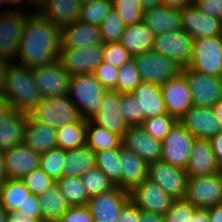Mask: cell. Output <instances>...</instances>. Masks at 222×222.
I'll return each mask as SVG.
<instances>
[{"instance_id":"cell-27","label":"cell","mask_w":222,"mask_h":222,"mask_svg":"<svg viewBox=\"0 0 222 222\" xmlns=\"http://www.w3.org/2000/svg\"><path fill=\"white\" fill-rule=\"evenodd\" d=\"M57 129L46 123L35 120L30 114L24 135V144L38 154H43L51 148L57 147Z\"/></svg>"},{"instance_id":"cell-44","label":"cell","mask_w":222,"mask_h":222,"mask_svg":"<svg viewBox=\"0 0 222 222\" xmlns=\"http://www.w3.org/2000/svg\"><path fill=\"white\" fill-rule=\"evenodd\" d=\"M112 8L118 13L125 26L142 21L143 9L140 0H112Z\"/></svg>"},{"instance_id":"cell-1","label":"cell","mask_w":222,"mask_h":222,"mask_svg":"<svg viewBox=\"0 0 222 222\" xmlns=\"http://www.w3.org/2000/svg\"><path fill=\"white\" fill-rule=\"evenodd\" d=\"M61 47V28L30 10L15 62L28 68L50 64L59 59Z\"/></svg>"},{"instance_id":"cell-25","label":"cell","mask_w":222,"mask_h":222,"mask_svg":"<svg viewBox=\"0 0 222 222\" xmlns=\"http://www.w3.org/2000/svg\"><path fill=\"white\" fill-rule=\"evenodd\" d=\"M62 47L86 48L103 45L100 29L80 20L61 28Z\"/></svg>"},{"instance_id":"cell-68","label":"cell","mask_w":222,"mask_h":222,"mask_svg":"<svg viewBox=\"0 0 222 222\" xmlns=\"http://www.w3.org/2000/svg\"><path fill=\"white\" fill-rule=\"evenodd\" d=\"M5 5V7H4ZM7 7H6V4H5V1L4 0H0V14H5L7 13Z\"/></svg>"},{"instance_id":"cell-70","label":"cell","mask_w":222,"mask_h":222,"mask_svg":"<svg viewBox=\"0 0 222 222\" xmlns=\"http://www.w3.org/2000/svg\"><path fill=\"white\" fill-rule=\"evenodd\" d=\"M79 1L82 5H84V4L90 3L92 1H97V0H79Z\"/></svg>"},{"instance_id":"cell-16","label":"cell","mask_w":222,"mask_h":222,"mask_svg":"<svg viewBox=\"0 0 222 222\" xmlns=\"http://www.w3.org/2000/svg\"><path fill=\"white\" fill-rule=\"evenodd\" d=\"M129 200V191L116 186L90 198L87 205L97 222H117L122 208Z\"/></svg>"},{"instance_id":"cell-13","label":"cell","mask_w":222,"mask_h":222,"mask_svg":"<svg viewBox=\"0 0 222 222\" xmlns=\"http://www.w3.org/2000/svg\"><path fill=\"white\" fill-rule=\"evenodd\" d=\"M130 200L140 209L147 212L164 215L175 199L166 193L159 185L146 179L135 185L130 191Z\"/></svg>"},{"instance_id":"cell-17","label":"cell","mask_w":222,"mask_h":222,"mask_svg":"<svg viewBox=\"0 0 222 222\" xmlns=\"http://www.w3.org/2000/svg\"><path fill=\"white\" fill-rule=\"evenodd\" d=\"M180 11L182 30L193 39L222 35V21L202 13L194 4Z\"/></svg>"},{"instance_id":"cell-48","label":"cell","mask_w":222,"mask_h":222,"mask_svg":"<svg viewBox=\"0 0 222 222\" xmlns=\"http://www.w3.org/2000/svg\"><path fill=\"white\" fill-rule=\"evenodd\" d=\"M132 58L133 56L119 42L103 44V62L109 65L120 68Z\"/></svg>"},{"instance_id":"cell-56","label":"cell","mask_w":222,"mask_h":222,"mask_svg":"<svg viewBox=\"0 0 222 222\" xmlns=\"http://www.w3.org/2000/svg\"><path fill=\"white\" fill-rule=\"evenodd\" d=\"M14 61L8 58H1L0 57V97H4V90H5V80L11 67V64Z\"/></svg>"},{"instance_id":"cell-6","label":"cell","mask_w":222,"mask_h":222,"mask_svg":"<svg viewBox=\"0 0 222 222\" xmlns=\"http://www.w3.org/2000/svg\"><path fill=\"white\" fill-rule=\"evenodd\" d=\"M133 59L141 81H148L159 86L177 77L182 69L174 60L153 50L133 56Z\"/></svg>"},{"instance_id":"cell-51","label":"cell","mask_w":222,"mask_h":222,"mask_svg":"<svg viewBox=\"0 0 222 222\" xmlns=\"http://www.w3.org/2000/svg\"><path fill=\"white\" fill-rule=\"evenodd\" d=\"M88 205L70 206L56 222H93Z\"/></svg>"},{"instance_id":"cell-49","label":"cell","mask_w":222,"mask_h":222,"mask_svg":"<svg viewBox=\"0 0 222 222\" xmlns=\"http://www.w3.org/2000/svg\"><path fill=\"white\" fill-rule=\"evenodd\" d=\"M120 111L128 126H140V107L132 93H121Z\"/></svg>"},{"instance_id":"cell-54","label":"cell","mask_w":222,"mask_h":222,"mask_svg":"<svg viewBox=\"0 0 222 222\" xmlns=\"http://www.w3.org/2000/svg\"><path fill=\"white\" fill-rule=\"evenodd\" d=\"M140 209L129 200L122 208L117 222H138Z\"/></svg>"},{"instance_id":"cell-36","label":"cell","mask_w":222,"mask_h":222,"mask_svg":"<svg viewBox=\"0 0 222 222\" xmlns=\"http://www.w3.org/2000/svg\"><path fill=\"white\" fill-rule=\"evenodd\" d=\"M87 121L81 119L57 129V147L69 150L86 145Z\"/></svg>"},{"instance_id":"cell-59","label":"cell","mask_w":222,"mask_h":222,"mask_svg":"<svg viewBox=\"0 0 222 222\" xmlns=\"http://www.w3.org/2000/svg\"><path fill=\"white\" fill-rule=\"evenodd\" d=\"M191 0H160V5L174 8V9H183L185 6L192 5Z\"/></svg>"},{"instance_id":"cell-63","label":"cell","mask_w":222,"mask_h":222,"mask_svg":"<svg viewBox=\"0 0 222 222\" xmlns=\"http://www.w3.org/2000/svg\"><path fill=\"white\" fill-rule=\"evenodd\" d=\"M13 110L11 104L5 99L0 97V120L7 116Z\"/></svg>"},{"instance_id":"cell-67","label":"cell","mask_w":222,"mask_h":222,"mask_svg":"<svg viewBox=\"0 0 222 222\" xmlns=\"http://www.w3.org/2000/svg\"><path fill=\"white\" fill-rule=\"evenodd\" d=\"M7 211L0 205V222H7Z\"/></svg>"},{"instance_id":"cell-62","label":"cell","mask_w":222,"mask_h":222,"mask_svg":"<svg viewBox=\"0 0 222 222\" xmlns=\"http://www.w3.org/2000/svg\"><path fill=\"white\" fill-rule=\"evenodd\" d=\"M189 222H210L208 209L198 208Z\"/></svg>"},{"instance_id":"cell-52","label":"cell","mask_w":222,"mask_h":222,"mask_svg":"<svg viewBox=\"0 0 222 222\" xmlns=\"http://www.w3.org/2000/svg\"><path fill=\"white\" fill-rule=\"evenodd\" d=\"M194 5L202 13L222 21V0H197Z\"/></svg>"},{"instance_id":"cell-22","label":"cell","mask_w":222,"mask_h":222,"mask_svg":"<svg viewBox=\"0 0 222 222\" xmlns=\"http://www.w3.org/2000/svg\"><path fill=\"white\" fill-rule=\"evenodd\" d=\"M122 146L139 155L148 164L161 159L162 141L151 137L141 126H129Z\"/></svg>"},{"instance_id":"cell-42","label":"cell","mask_w":222,"mask_h":222,"mask_svg":"<svg viewBox=\"0 0 222 222\" xmlns=\"http://www.w3.org/2000/svg\"><path fill=\"white\" fill-rule=\"evenodd\" d=\"M177 122V118L167 113L164 115L145 119L141 124V127L151 137L163 141L165 136Z\"/></svg>"},{"instance_id":"cell-69","label":"cell","mask_w":222,"mask_h":222,"mask_svg":"<svg viewBox=\"0 0 222 222\" xmlns=\"http://www.w3.org/2000/svg\"><path fill=\"white\" fill-rule=\"evenodd\" d=\"M31 4L37 8L44 0H29Z\"/></svg>"},{"instance_id":"cell-47","label":"cell","mask_w":222,"mask_h":222,"mask_svg":"<svg viewBox=\"0 0 222 222\" xmlns=\"http://www.w3.org/2000/svg\"><path fill=\"white\" fill-rule=\"evenodd\" d=\"M30 193L40 195L48 187L52 186L56 181L50 178L40 167L33 169L22 179Z\"/></svg>"},{"instance_id":"cell-12","label":"cell","mask_w":222,"mask_h":222,"mask_svg":"<svg viewBox=\"0 0 222 222\" xmlns=\"http://www.w3.org/2000/svg\"><path fill=\"white\" fill-rule=\"evenodd\" d=\"M192 48L193 38L181 29L155 35L152 50L174 60L183 68L190 64Z\"/></svg>"},{"instance_id":"cell-35","label":"cell","mask_w":222,"mask_h":222,"mask_svg":"<svg viewBox=\"0 0 222 222\" xmlns=\"http://www.w3.org/2000/svg\"><path fill=\"white\" fill-rule=\"evenodd\" d=\"M30 194L21 179H6L0 184V205L7 211H17Z\"/></svg>"},{"instance_id":"cell-46","label":"cell","mask_w":222,"mask_h":222,"mask_svg":"<svg viewBox=\"0 0 222 222\" xmlns=\"http://www.w3.org/2000/svg\"><path fill=\"white\" fill-rule=\"evenodd\" d=\"M197 209L186 199L174 200L171 208L162 215L163 222H189Z\"/></svg>"},{"instance_id":"cell-65","label":"cell","mask_w":222,"mask_h":222,"mask_svg":"<svg viewBox=\"0 0 222 222\" xmlns=\"http://www.w3.org/2000/svg\"><path fill=\"white\" fill-rule=\"evenodd\" d=\"M143 10L148 8L157 7L160 5V0H140Z\"/></svg>"},{"instance_id":"cell-2","label":"cell","mask_w":222,"mask_h":222,"mask_svg":"<svg viewBox=\"0 0 222 222\" xmlns=\"http://www.w3.org/2000/svg\"><path fill=\"white\" fill-rule=\"evenodd\" d=\"M4 97L13 109L25 114H31L43 100L31 69L15 61L11 64L5 80Z\"/></svg>"},{"instance_id":"cell-3","label":"cell","mask_w":222,"mask_h":222,"mask_svg":"<svg viewBox=\"0 0 222 222\" xmlns=\"http://www.w3.org/2000/svg\"><path fill=\"white\" fill-rule=\"evenodd\" d=\"M105 91L92 73L71 75L68 95L86 121L98 113Z\"/></svg>"},{"instance_id":"cell-45","label":"cell","mask_w":222,"mask_h":222,"mask_svg":"<svg viewBox=\"0 0 222 222\" xmlns=\"http://www.w3.org/2000/svg\"><path fill=\"white\" fill-rule=\"evenodd\" d=\"M140 82L141 78L132 58L119 68L116 90L120 93H132Z\"/></svg>"},{"instance_id":"cell-19","label":"cell","mask_w":222,"mask_h":222,"mask_svg":"<svg viewBox=\"0 0 222 222\" xmlns=\"http://www.w3.org/2000/svg\"><path fill=\"white\" fill-rule=\"evenodd\" d=\"M160 88L167 113L178 120L193 106L190 88L181 73L163 83Z\"/></svg>"},{"instance_id":"cell-55","label":"cell","mask_w":222,"mask_h":222,"mask_svg":"<svg viewBox=\"0 0 222 222\" xmlns=\"http://www.w3.org/2000/svg\"><path fill=\"white\" fill-rule=\"evenodd\" d=\"M5 4L7 6V11H15V12H29L30 8L31 11H35L36 8H34V6L31 4V2L29 0H4ZM12 7H11V6ZM15 5V6H14ZM17 5V6H16ZM22 5V6H21ZM10 6V7H9ZM19 6V7H18ZM31 6V7H30ZM29 7V8H28ZM34 9H33V8Z\"/></svg>"},{"instance_id":"cell-33","label":"cell","mask_w":222,"mask_h":222,"mask_svg":"<svg viewBox=\"0 0 222 222\" xmlns=\"http://www.w3.org/2000/svg\"><path fill=\"white\" fill-rule=\"evenodd\" d=\"M62 177H81L96 166L95 152L86 145L66 150Z\"/></svg>"},{"instance_id":"cell-57","label":"cell","mask_w":222,"mask_h":222,"mask_svg":"<svg viewBox=\"0 0 222 222\" xmlns=\"http://www.w3.org/2000/svg\"><path fill=\"white\" fill-rule=\"evenodd\" d=\"M209 141L216 161L222 166V131L214 135Z\"/></svg>"},{"instance_id":"cell-40","label":"cell","mask_w":222,"mask_h":222,"mask_svg":"<svg viewBox=\"0 0 222 222\" xmlns=\"http://www.w3.org/2000/svg\"><path fill=\"white\" fill-rule=\"evenodd\" d=\"M66 150L54 147L40 155V168L53 180L62 177L64 164L66 163Z\"/></svg>"},{"instance_id":"cell-24","label":"cell","mask_w":222,"mask_h":222,"mask_svg":"<svg viewBox=\"0 0 222 222\" xmlns=\"http://www.w3.org/2000/svg\"><path fill=\"white\" fill-rule=\"evenodd\" d=\"M188 177L212 175L221 172L209 140L195 139L186 167Z\"/></svg>"},{"instance_id":"cell-5","label":"cell","mask_w":222,"mask_h":222,"mask_svg":"<svg viewBox=\"0 0 222 222\" xmlns=\"http://www.w3.org/2000/svg\"><path fill=\"white\" fill-rule=\"evenodd\" d=\"M35 120L58 128L80 121V112L69 95L43 97V100L30 114Z\"/></svg>"},{"instance_id":"cell-32","label":"cell","mask_w":222,"mask_h":222,"mask_svg":"<svg viewBox=\"0 0 222 222\" xmlns=\"http://www.w3.org/2000/svg\"><path fill=\"white\" fill-rule=\"evenodd\" d=\"M41 210V222H56L70 207L55 182L38 195Z\"/></svg>"},{"instance_id":"cell-29","label":"cell","mask_w":222,"mask_h":222,"mask_svg":"<svg viewBox=\"0 0 222 222\" xmlns=\"http://www.w3.org/2000/svg\"><path fill=\"white\" fill-rule=\"evenodd\" d=\"M142 21L154 35L182 29L181 11L162 5L143 10Z\"/></svg>"},{"instance_id":"cell-9","label":"cell","mask_w":222,"mask_h":222,"mask_svg":"<svg viewBox=\"0 0 222 222\" xmlns=\"http://www.w3.org/2000/svg\"><path fill=\"white\" fill-rule=\"evenodd\" d=\"M148 179L159 185L173 199H185L188 180L185 169L160 159L148 164Z\"/></svg>"},{"instance_id":"cell-38","label":"cell","mask_w":222,"mask_h":222,"mask_svg":"<svg viewBox=\"0 0 222 222\" xmlns=\"http://www.w3.org/2000/svg\"><path fill=\"white\" fill-rule=\"evenodd\" d=\"M56 183L70 206L88 204L89 197L80 177H61Z\"/></svg>"},{"instance_id":"cell-14","label":"cell","mask_w":222,"mask_h":222,"mask_svg":"<svg viewBox=\"0 0 222 222\" xmlns=\"http://www.w3.org/2000/svg\"><path fill=\"white\" fill-rule=\"evenodd\" d=\"M30 12L0 14V57L16 61L24 24Z\"/></svg>"},{"instance_id":"cell-23","label":"cell","mask_w":222,"mask_h":222,"mask_svg":"<svg viewBox=\"0 0 222 222\" xmlns=\"http://www.w3.org/2000/svg\"><path fill=\"white\" fill-rule=\"evenodd\" d=\"M140 107V126L145 119L167 114L163 93L159 85L141 81L132 92Z\"/></svg>"},{"instance_id":"cell-20","label":"cell","mask_w":222,"mask_h":222,"mask_svg":"<svg viewBox=\"0 0 222 222\" xmlns=\"http://www.w3.org/2000/svg\"><path fill=\"white\" fill-rule=\"evenodd\" d=\"M196 139L210 140L222 131L212 108L192 106L178 120Z\"/></svg>"},{"instance_id":"cell-30","label":"cell","mask_w":222,"mask_h":222,"mask_svg":"<svg viewBox=\"0 0 222 222\" xmlns=\"http://www.w3.org/2000/svg\"><path fill=\"white\" fill-rule=\"evenodd\" d=\"M28 114L13 109L0 120V151L24 143Z\"/></svg>"},{"instance_id":"cell-31","label":"cell","mask_w":222,"mask_h":222,"mask_svg":"<svg viewBox=\"0 0 222 222\" xmlns=\"http://www.w3.org/2000/svg\"><path fill=\"white\" fill-rule=\"evenodd\" d=\"M154 34L143 22L126 26L119 43L128 50L132 56L148 52L153 49Z\"/></svg>"},{"instance_id":"cell-4","label":"cell","mask_w":222,"mask_h":222,"mask_svg":"<svg viewBox=\"0 0 222 222\" xmlns=\"http://www.w3.org/2000/svg\"><path fill=\"white\" fill-rule=\"evenodd\" d=\"M188 67L203 74L222 78V35L193 39Z\"/></svg>"},{"instance_id":"cell-21","label":"cell","mask_w":222,"mask_h":222,"mask_svg":"<svg viewBox=\"0 0 222 222\" xmlns=\"http://www.w3.org/2000/svg\"><path fill=\"white\" fill-rule=\"evenodd\" d=\"M2 153L6 179H22L26 174L40 166V154L24 143Z\"/></svg>"},{"instance_id":"cell-39","label":"cell","mask_w":222,"mask_h":222,"mask_svg":"<svg viewBox=\"0 0 222 222\" xmlns=\"http://www.w3.org/2000/svg\"><path fill=\"white\" fill-rule=\"evenodd\" d=\"M80 178L89 199L116 187L96 166L89 169Z\"/></svg>"},{"instance_id":"cell-10","label":"cell","mask_w":222,"mask_h":222,"mask_svg":"<svg viewBox=\"0 0 222 222\" xmlns=\"http://www.w3.org/2000/svg\"><path fill=\"white\" fill-rule=\"evenodd\" d=\"M195 139L178 121L162 141L161 160L186 169Z\"/></svg>"},{"instance_id":"cell-41","label":"cell","mask_w":222,"mask_h":222,"mask_svg":"<svg viewBox=\"0 0 222 222\" xmlns=\"http://www.w3.org/2000/svg\"><path fill=\"white\" fill-rule=\"evenodd\" d=\"M112 1L97 0L81 5L79 20L99 27L104 17L112 10Z\"/></svg>"},{"instance_id":"cell-60","label":"cell","mask_w":222,"mask_h":222,"mask_svg":"<svg viewBox=\"0 0 222 222\" xmlns=\"http://www.w3.org/2000/svg\"><path fill=\"white\" fill-rule=\"evenodd\" d=\"M138 222H163L161 214L140 210Z\"/></svg>"},{"instance_id":"cell-50","label":"cell","mask_w":222,"mask_h":222,"mask_svg":"<svg viewBox=\"0 0 222 222\" xmlns=\"http://www.w3.org/2000/svg\"><path fill=\"white\" fill-rule=\"evenodd\" d=\"M92 74L106 90H116V81L119 74L118 67H114L102 61L94 69Z\"/></svg>"},{"instance_id":"cell-8","label":"cell","mask_w":222,"mask_h":222,"mask_svg":"<svg viewBox=\"0 0 222 222\" xmlns=\"http://www.w3.org/2000/svg\"><path fill=\"white\" fill-rule=\"evenodd\" d=\"M185 199L196 208L207 209L222 203V173L188 177Z\"/></svg>"},{"instance_id":"cell-66","label":"cell","mask_w":222,"mask_h":222,"mask_svg":"<svg viewBox=\"0 0 222 222\" xmlns=\"http://www.w3.org/2000/svg\"><path fill=\"white\" fill-rule=\"evenodd\" d=\"M6 180V172L4 168L3 153L0 151V184Z\"/></svg>"},{"instance_id":"cell-26","label":"cell","mask_w":222,"mask_h":222,"mask_svg":"<svg viewBox=\"0 0 222 222\" xmlns=\"http://www.w3.org/2000/svg\"><path fill=\"white\" fill-rule=\"evenodd\" d=\"M81 5L79 0H44L36 10L62 28L79 20Z\"/></svg>"},{"instance_id":"cell-34","label":"cell","mask_w":222,"mask_h":222,"mask_svg":"<svg viewBox=\"0 0 222 222\" xmlns=\"http://www.w3.org/2000/svg\"><path fill=\"white\" fill-rule=\"evenodd\" d=\"M86 146L94 152L107 149H120L122 146V137L88 120L86 128Z\"/></svg>"},{"instance_id":"cell-43","label":"cell","mask_w":222,"mask_h":222,"mask_svg":"<svg viewBox=\"0 0 222 222\" xmlns=\"http://www.w3.org/2000/svg\"><path fill=\"white\" fill-rule=\"evenodd\" d=\"M125 24L118 13L112 9L99 25L103 43L118 42L123 35Z\"/></svg>"},{"instance_id":"cell-58","label":"cell","mask_w":222,"mask_h":222,"mask_svg":"<svg viewBox=\"0 0 222 222\" xmlns=\"http://www.w3.org/2000/svg\"><path fill=\"white\" fill-rule=\"evenodd\" d=\"M7 222H41L37 218L28 217V215L20 214L17 211L7 213Z\"/></svg>"},{"instance_id":"cell-37","label":"cell","mask_w":222,"mask_h":222,"mask_svg":"<svg viewBox=\"0 0 222 222\" xmlns=\"http://www.w3.org/2000/svg\"><path fill=\"white\" fill-rule=\"evenodd\" d=\"M120 149H107L95 152L96 167L100 169L108 179L121 188V168L119 161Z\"/></svg>"},{"instance_id":"cell-64","label":"cell","mask_w":222,"mask_h":222,"mask_svg":"<svg viewBox=\"0 0 222 222\" xmlns=\"http://www.w3.org/2000/svg\"><path fill=\"white\" fill-rule=\"evenodd\" d=\"M212 111L216 117V119L221 123L222 125V101L217 102L212 107Z\"/></svg>"},{"instance_id":"cell-61","label":"cell","mask_w":222,"mask_h":222,"mask_svg":"<svg viewBox=\"0 0 222 222\" xmlns=\"http://www.w3.org/2000/svg\"><path fill=\"white\" fill-rule=\"evenodd\" d=\"M207 209L210 222H222V203Z\"/></svg>"},{"instance_id":"cell-53","label":"cell","mask_w":222,"mask_h":222,"mask_svg":"<svg viewBox=\"0 0 222 222\" xmlns=\"http://www.w3.org/2000/svg\"><path fill=\"white\" fill-rule=\"evenodd\" d=\"M20 214L28 215L31 218H37L41 221L40 203L38 201V195L30 193L25 202L17 210Z\"/></svg>"},{"instance_id":"cell-28","label":"cell","mask_w":222,"mask_h":222,"mask_svg":"<svg viewBox=\"0 0 222 222\" xmlns=\"http://www.w3.org/2000/svg\"><path fill=\"white\" fill-rule=\"evenodd\" d=\"M121 188L130 191L148 178V163L124 146L120 148Z\"/></svg>"},{"instance_id":"cell-11","label":"cell","mask_w":222,"mask_h":222,"mask_svg":"<svg viewBox=\"0 0 222 222\" xmlns=\"http://www.w3.org/2000/svg\"><path fill=\"white\" fill-rule=\"evenodd\" d=\"M30 69L43 97L68 95L71 74L62 67L59 59Z\"/></svg>"},{"instance_id":"cell-18","label":"cell","mask_w":222,"mask_h":222,"mask_svg":"<svg viewBox=\"0 0 222 222\" xmlns=\"http://www.w3.org/2000/svg\"><path fill=\"white\" fill-rule=\"evenodd\" d=\"M120 97L119 91L106 90L98 113L90 121L122 137L129 126L120 111Z\"/></svg>"},{"instance_id":"cell-15","label":"cell","mask_w":222,"mask_h":222,"mask_svg":"<svg viewBox=\"0 0 222 222\" xmlns=\"http://www.w3.org/2000/svg\"><path fill=\"white\" fill-rule=\"evenodd\" d=\"M59 61L71 75L93 73L103 61V45L86 48L61 47Z\"/></svg>"},{"instance_id":"cell-7","label":"cell","mask_w":222,"mask_h":222,"mask_svg":"<svg viewBox=\"0 0 222 222\" xmlns=\"http://www.w3.org/2000/svg\"><path fill=\"white\" fill-rule=\"evenodd\" d=\"M191 91L193 106L211 108L222 101V78L203 74L186 66L181 69Z\"/></svg>"}]
</instances>
